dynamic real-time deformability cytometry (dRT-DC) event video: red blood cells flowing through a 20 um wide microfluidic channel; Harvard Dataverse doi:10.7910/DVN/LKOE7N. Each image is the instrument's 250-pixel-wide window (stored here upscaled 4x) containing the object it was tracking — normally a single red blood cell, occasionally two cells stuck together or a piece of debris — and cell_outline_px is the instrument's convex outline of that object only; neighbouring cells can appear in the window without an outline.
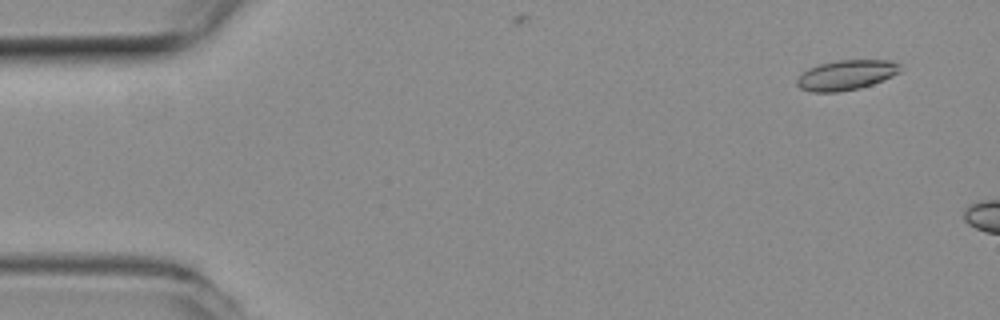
{"species": "common noctule bat (a hibernating species)", "species_latin": "Nyctalus noctula", "temperature_condition": "room temperature", "stored_images_in_passage": 8, "camera_frame_rate_fps": 3000, "um_per_image_px": 0.085, "animal": {"sex": "female", "body_mass_g": 19.3, "forearm_length_mm": 54.1}, "frame": {"image": 1, "passage_image": 4, "time_ms": 1.0, "image_size_px": [1000, 320], "cell_outline_px": [[900, 72], [892, 76], [872, 84], [860, 88], [836, 92], [812, 92], [800, 88], [796, 84], [796, 80], [808, 68], [820, 64], [836, 60], [892, 60], [900, 64]], "centroid_in_image_um": [71.93, 6.37], "position_along_channel_um": 13.1, "area_um2": 17.98}}